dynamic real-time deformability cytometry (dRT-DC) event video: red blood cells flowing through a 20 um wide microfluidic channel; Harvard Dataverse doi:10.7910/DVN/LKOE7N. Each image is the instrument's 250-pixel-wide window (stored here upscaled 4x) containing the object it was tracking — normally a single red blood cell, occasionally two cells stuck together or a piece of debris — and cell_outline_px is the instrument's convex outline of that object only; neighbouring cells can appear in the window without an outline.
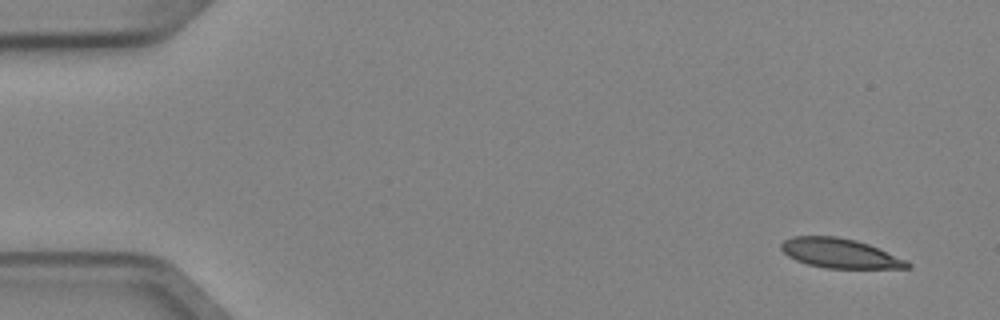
{"species": "Egyptian fruit bat (a non-hibernating species)", "species_latin": "Rousettus aegyptiacus", "temperature_condition": "cold", "stored_images_in_passage": 5, "camera_frame_rate_fps": 3000, "um_per_image_px": 0.085, "animal": {"sex": "female"}, "frame": {"image": 1, "passage_image": 1, "time_ms": 0.0, "image_size_px": [1000, 320], "cell_outline_px": [[912, 268], [824, 268], [808, 264], [796, 260], [788, 256], [780, 248], [780, 244], [784, 240], [792, 236], [836, 236], [856, 240], [880, 248], [908, 260], [912, 264]], "centroid_in_image_um": [71.42, 21.53], "position_along_channel_um": 13.6, "area_um2": 21.91}}
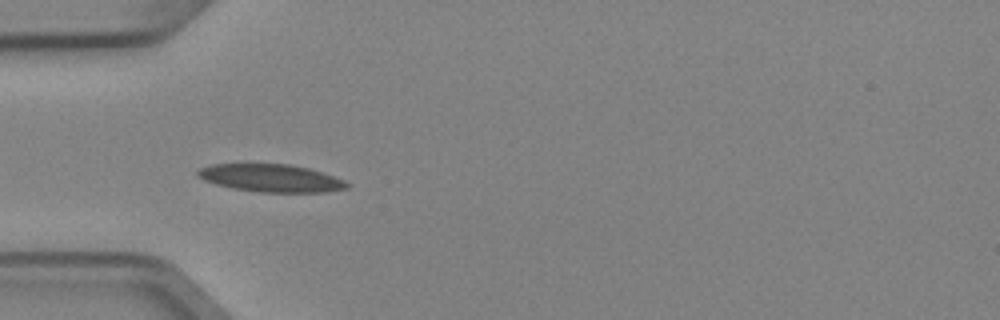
{"frame": {"image": 2, "passage_image": 4, "time_ms": 1.0, "image_size_px": [1000, 320], "cell_outline_px": [[348, 188], [328, 192], [260, 192], [232, 188], [216, 184], [204, 180], [196, 176], [196, 172], [200, 168], [212, 164], [288, 164], [308, 168], [344, 180], [348, 184]], "centroid_in_image_um": [23.0, 15.14], "position_along_channel_um": 62.0, "area_um2": 23.93}}
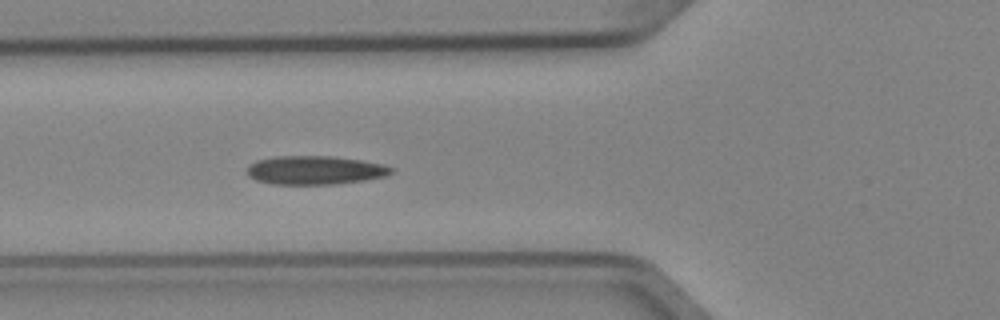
{"frame": {"image": 3, "passage_image": 5, "time_ms": 1.333, "image_size_px": [1000, 320], "cell_outline_px": [[392, 172], [384, 176], [364, 180], [336, 184], [272, 184], [256, 180], [248, 176], [244, 172], [248, 164], [256, 160], [276, 156], [332, 156], [360, 160], [384, 164], [392, 168]], "centroid_in_image_um": [26.7, 14.46], "position_along_channel_um": 99.1, "area_um2": 24.22}}